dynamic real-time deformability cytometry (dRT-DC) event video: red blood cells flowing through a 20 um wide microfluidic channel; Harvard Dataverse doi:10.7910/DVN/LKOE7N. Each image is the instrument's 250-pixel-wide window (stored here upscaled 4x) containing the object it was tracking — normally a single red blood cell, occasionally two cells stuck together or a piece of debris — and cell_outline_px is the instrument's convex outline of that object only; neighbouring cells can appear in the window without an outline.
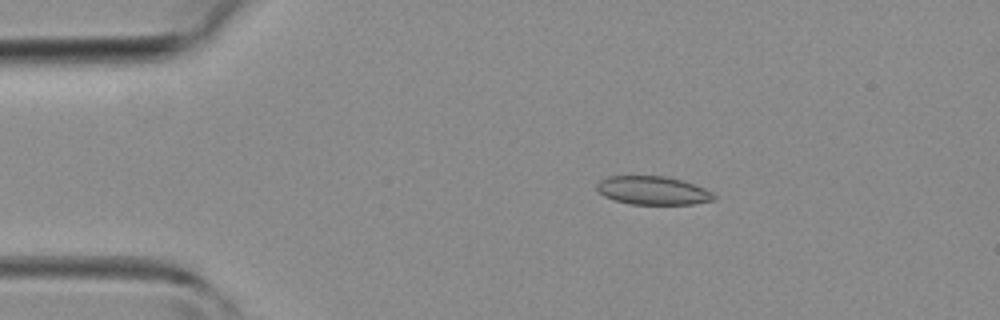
{"species": "common noctule bat (a hibernating species)", "species_latin": "Nyctalus noctula", "temperature_condition": "room temperature", "stored_images_in_passage": 42, "camera_frame_rate_fps": 3000, "um_per_image_px": 0.085, "animal": {"sex": "female", "body_mass_g": 19.3, "forearm_length_mm": 54.1}, "frame": {"image": 1, "passage_image": 8, "time_ms": 2.333, "image_size_px": [1000, 320], "cell_outline_px": [[716, 200], [692, 204], [632, 204], [612, 200], [596, 192], [596, 184], [600, 180], [608, 176], [664, 176], [684, 180], [704, 188], [712, 192], [716, 196]], "centroid_in_image_um": [55.47, 16.19], "position_along_channel_um": 29.5, "area_um2": 19.65}}
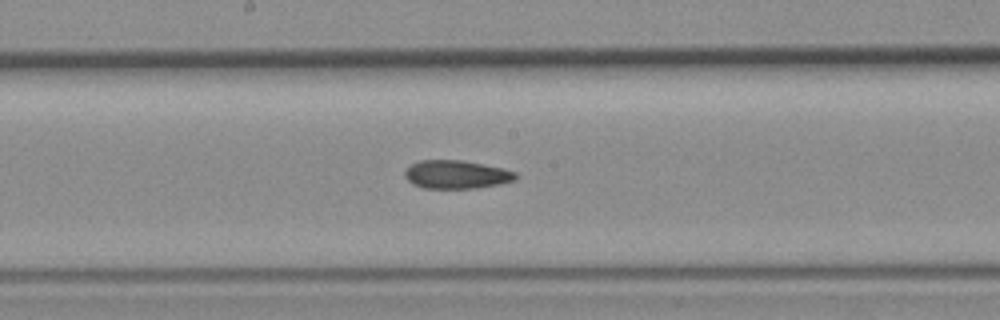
{"frame": {"image": 2, "passage_image": 22, "time_ms": 7.0, "image_size_px": [1000, 320], "cell_outline_px": [[520, 176], [516, 180], [500, 184], [476, 188], [424, 188], [412, 184], [404, 176], [404, 172], [412, 164], [420, 160], [460, 160], [500, 168], [516, 172]], "centroid_in_image_um": [38.8, 14.84], "position_along_channel_um": 209.4, "area_um2": 18.21}}
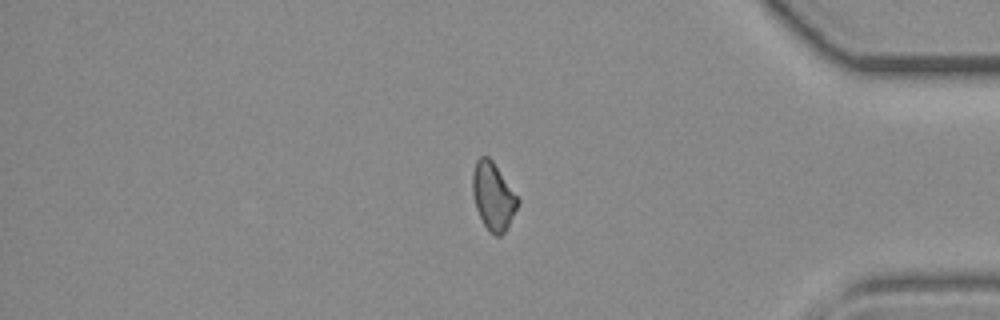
{"frame": {"image": 3, "passage_image": 35, "time_ms": 11.333, "image_size_px": [1000, 320], "cell_outline_px": [[520, 200], [508, 228], [500, 236], [496, 236], [484, 224], [476, 208], [472, 192], [472, 172], [476, 160], [480, 156], [488, 156], [492, 160]], "centroid_in_image_um": [41.91, 16.66], "position_along_channel_um": 393.3, "area_um2": 17.63}}